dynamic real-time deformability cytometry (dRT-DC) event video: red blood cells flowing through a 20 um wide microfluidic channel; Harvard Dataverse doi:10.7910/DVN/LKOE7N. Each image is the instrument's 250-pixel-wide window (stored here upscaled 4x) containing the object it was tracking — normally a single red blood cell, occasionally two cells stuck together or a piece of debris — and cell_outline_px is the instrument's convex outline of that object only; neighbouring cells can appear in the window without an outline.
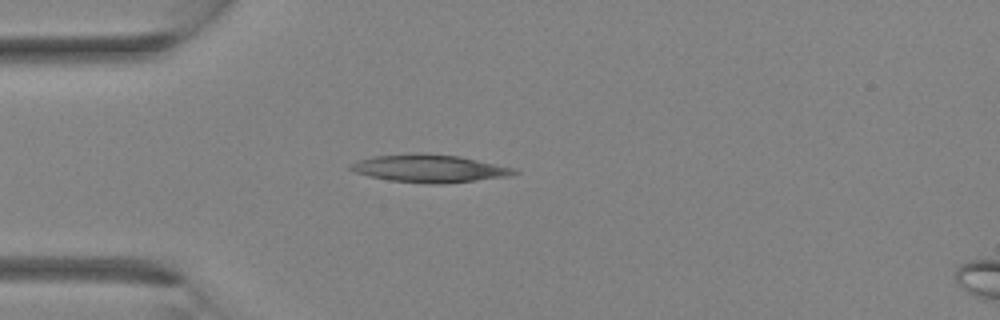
{"species": "Egyptian fruit bat (a non-hibernating species)", "species_latin": "Rousettus aegyptiacus", "temperature_condition": "room temperature", "stored_images_in_passage": 2, "camera_frame_rate_fps": 3000, "um_per_image_px": 0.085, "animal": {"sex": "female"}, "frame": {"image": 1, "passage_image": 2, "time_ms": 0.333, "image_size_px": [1000, 320], "cell_outline_px": [[520, 172], [512, 176], [444, 184], [428, 184], [388, 180], [368, 176], [356, 172], [348, 168], [348, 164], [356, 160], [372, 156], [416, 152], [420, 152], [460, 156], [516, 168]], "centroid_in_image_um": [36.5, 14.31], "position_along_channel_um": 48.5, "area_um2": 27.05}}